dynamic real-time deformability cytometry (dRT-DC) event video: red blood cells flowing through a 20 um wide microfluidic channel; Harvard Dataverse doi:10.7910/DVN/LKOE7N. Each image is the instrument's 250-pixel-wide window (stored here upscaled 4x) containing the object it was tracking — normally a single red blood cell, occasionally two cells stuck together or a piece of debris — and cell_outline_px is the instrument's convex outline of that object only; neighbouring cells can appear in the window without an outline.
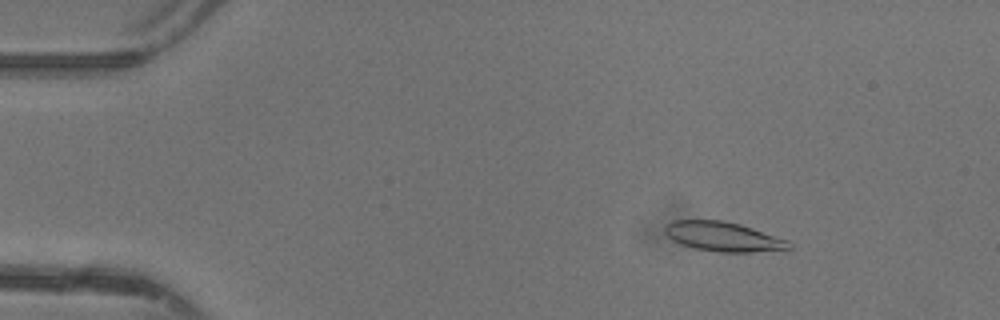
{"species": "common noctule bat (a hibernating species)", "species_latin": "Nyctalus noctula", "temperature_condition": "warm", "stored_images_in_passage": 46, "camera_frame_rate_fps": 3000, "um_per_image_px": 0.085, "animal": {"sex": "female"}, "frame": {"image": 1, "passage_image": 6, "time_ms": 1.667, "image_size_px": [1000, 320], "cell_outline_px": [[792, 248], [752, 252], [716, 252], [696, 248], [680, 244], [672, 240], [664, 232], [664, 224], [672, 220], [724, 220], [740, 224], [788, 240], [792, 244]], "centroid_in_image_um": [61.43, 20.1], "position_along_channel_um": 23.6, "area_um2": 21.39}}
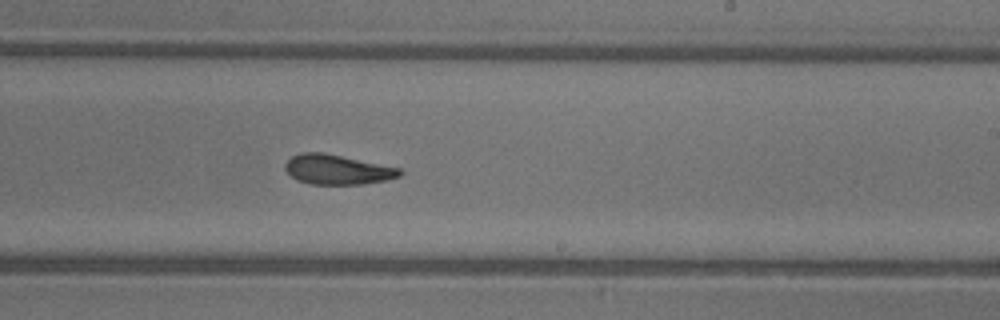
{"frame": {"image": 2, "passage_image": 28, "time_ms": 9.0, "image_size_px": [1000, 320], "cell_outline_px": [[404, 172], [400, 176], [384, 180], [364, 184], [312, 184], [296, 180], [284, 168], [284, 164], [292, 156], [300, 152], [320, 152], [400, 168]], "centroid_in_image_um": [28.65, 14.42], "position_along_channel_um": 260.4, "area_um2": 19.65}}
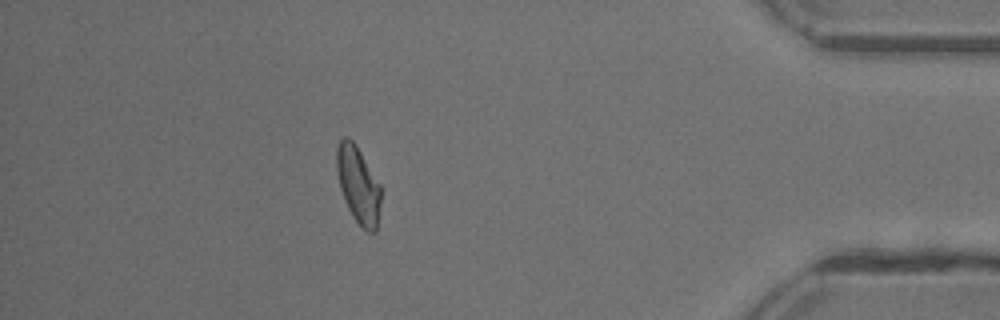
{"frame": {"image": 3, "passage_image": 41, "time_ms": 13.333, "image_size_px": [1000, 320], "cell_outline_px": [[380, 204], [376, 232], [368, 232], [352, 216], [348, 208], [340, 188], [336, 172], [336, 148], [340, 140], [344, 136], [348, 136], [356, 144], [380, 184]], "centroid_in_image_um": [30.43, 15.67], "position_along_channel_um": 404.8, "area_um2": 19.77}, "authors_computed_cell_mechanics": {"area_um2": 20.6635, "velocity_mm_per_s": 4.3923, "shape_relaxation_time_tau1_ms": 6.2302, "shape_relaxation_time_tau2_ms": 2.43, "deformation_change_tau1": 0.1852, "deformation_change_tau2": 0.1037}}